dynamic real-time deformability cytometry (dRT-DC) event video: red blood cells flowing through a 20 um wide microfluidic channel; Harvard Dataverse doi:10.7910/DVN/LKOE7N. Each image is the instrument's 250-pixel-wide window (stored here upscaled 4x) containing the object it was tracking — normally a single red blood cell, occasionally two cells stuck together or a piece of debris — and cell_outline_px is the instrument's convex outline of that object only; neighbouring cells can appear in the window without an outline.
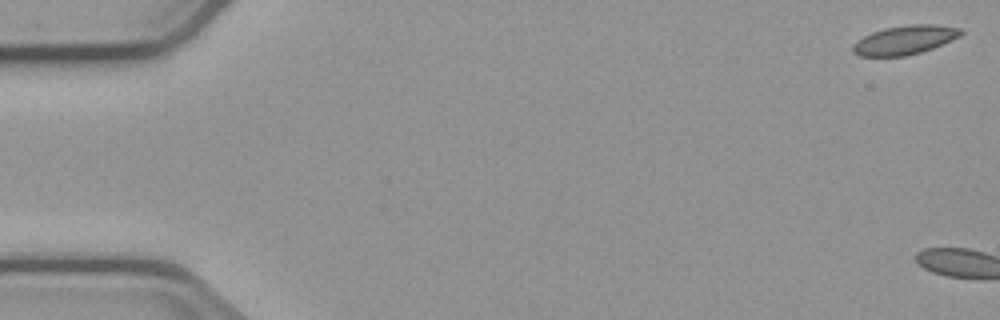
{"species": "common noctule bat (a hibernating species)", "species_latin": "Nyctalus noctula", "temperature_condition": "cold", "stored_images_in_passage": 4, "camera_frame_rate_fps": 3000, "um_per_image_px": 0.085, "animal": {"sex": "male", "body_mass_g": 23.1, "forearm_length_mm": 52.7}, "frame": {"image": 1, "passage_image": 1, "time_ms": 0.0, "image_size_px": [1000, 320], "cell_outline_px": [[964, 32], [960, 36], [952, 40], [932, 48], [920, 52], [904, 56], [860, 56], [852, 52], [852, 44], [856, 40], [872, 32], [884, 28], [908, 24], [936, 24], [960, 28]], "centroid_in_image_um": [76.89, 3.39], "position_along_channel_um": 8.1, "area_um2": 18.32}}